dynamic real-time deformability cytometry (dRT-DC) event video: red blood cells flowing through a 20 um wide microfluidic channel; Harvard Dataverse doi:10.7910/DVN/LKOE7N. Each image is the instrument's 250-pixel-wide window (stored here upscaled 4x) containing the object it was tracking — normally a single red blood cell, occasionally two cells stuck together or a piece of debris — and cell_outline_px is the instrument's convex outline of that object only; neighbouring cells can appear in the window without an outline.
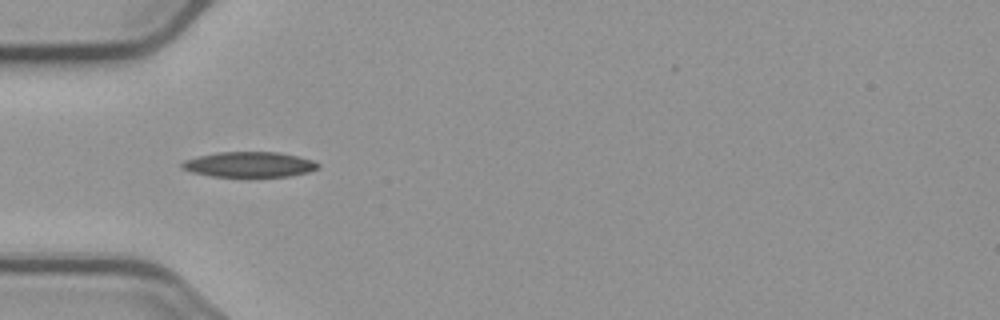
{"species": "common noctule bat (a hibernating species)", "species_latin": "Nyctalus noctula", "temperature_condition": "cold", "stored_images_in_passage": 6, "camera_frame_rate_fps": 3000, "um_per_image_px": 0.085, "animal": {"sex": "male", "body_mass_g": 23.1, "forearm_length_mm": 52.7}, "frame": {"image": 1, "passage_image": 5, "time_ms": 5.667, "image_size_px": [1000, 320], "cell_outline_px": [[320, 164], [316, 168], [308, 172], [288, 176], [212, 176], [192, 172], [180, 168], [180, 164], [184, 160], [216, 152], [276, 152], [296, 156], [312, 160]], "centroid_in_image_um": [21.14, 13.97], "position_along_channel_um": 63.9, "area_um2": 19.77}}
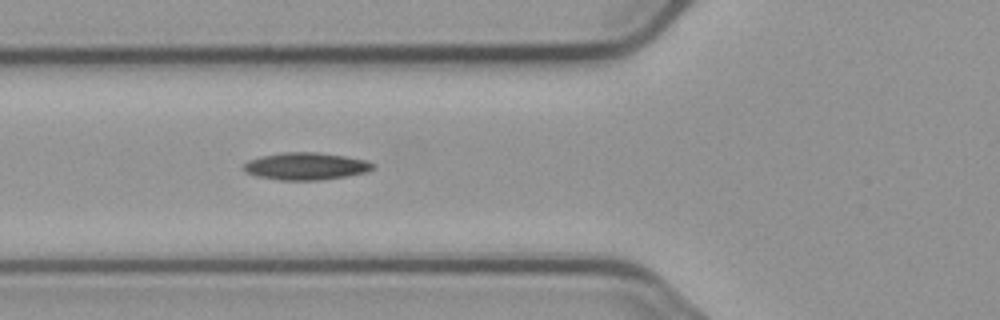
{"frame": {"image": 2, "passage_image": 6, "time_ms": 6.667, "image_size_px": [1000, 320], "cell_outline_px": [[372, 168], [364, 172], [344, 176], [316, 180], [280, 180], [260, 176], [244, 172], [244, 164], [248, 160], [260, 156], [284, 152], [316, 152], [348, 156], [368, 160], [372, 164]], "centroid_in_image_um": [25.97, 14.11], "position_along_channel_um": 99.8, "area_um2": 20.29}}